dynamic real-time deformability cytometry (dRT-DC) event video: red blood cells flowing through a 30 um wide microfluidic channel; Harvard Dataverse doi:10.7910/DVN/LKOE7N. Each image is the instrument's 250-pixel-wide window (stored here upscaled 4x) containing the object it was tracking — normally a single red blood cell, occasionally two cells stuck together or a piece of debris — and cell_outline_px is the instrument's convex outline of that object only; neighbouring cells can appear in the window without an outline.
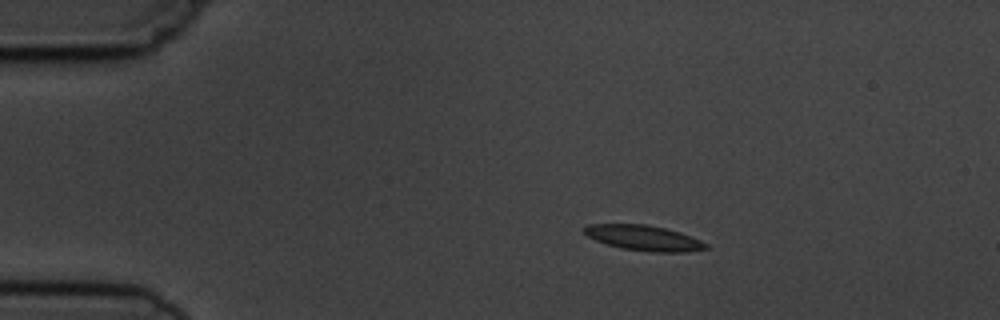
{"species": "common noctule bat (a hibernating species)", "species_latin": "Nyctalus noctula", "temperature_condition": "cold", "stored_images_in_passage": 5, "camera_frame_rate_fps": 3000, "um_per_image_px": 0.085, "animal": {"sex": "male", "body_mass_g": 19.5, "forearm_length_mm": 54.6}, "frame": {"image": 1, "passage_image": 2, "time_ms": 1.333, "image_size_px": [1000, 320], "cell_outline_px": [[708, 248], [688, 252], [652, 252], [620, 248], [596, 240], [588, 236], [584, 232], [584, 228], [588, 224], [648, 224], [680, 232], [700, 240], [708, 244]], "centroid_in_image_um": [54.74, 20.22], "position_along_channel_um": 30.3, "area_um2": 17.86}}
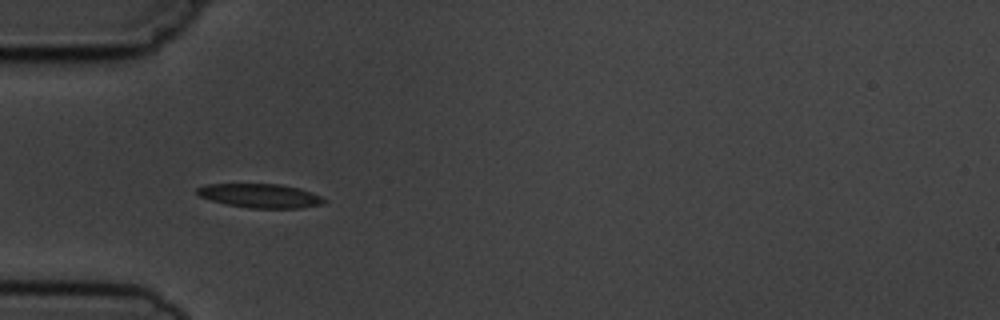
{"frame": {"image": 2, "passage_image": 4, "time_ms": 3.667, "image_size_px": [1000, 320], "cell_outline_px": [[328, 200], [320, 204], [300, 208], [248, 208], [228, 204], [212, 200], [200, 196], [196, 192], [196, 188], [204, 184], [280, 184], [300, 188], [312, 192]], "centroid_in_image_um": [22.12, 16.63], "position_along_channel_um": 62.9, "area_um2": 17.69}}
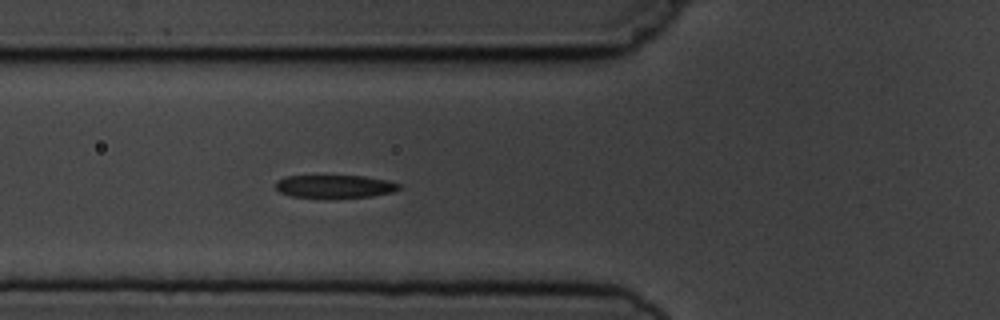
{"frame": {"image": 3, "passage_image": 5, "time_ms": 4.667, "image_size_px": [1000, 320], "cell_outline_px": [[400, 188], [392, 192], [372, 196], [324, 200], [292, 196], [280, 192], [276, 188], [276, 180], [284, 176], [364, 176], [388, 180], [400, 184]], "centroid_in_image_um": [28.43, 15.88], "position_along_channel_um": 97.4, "area_um2": 17.11}}